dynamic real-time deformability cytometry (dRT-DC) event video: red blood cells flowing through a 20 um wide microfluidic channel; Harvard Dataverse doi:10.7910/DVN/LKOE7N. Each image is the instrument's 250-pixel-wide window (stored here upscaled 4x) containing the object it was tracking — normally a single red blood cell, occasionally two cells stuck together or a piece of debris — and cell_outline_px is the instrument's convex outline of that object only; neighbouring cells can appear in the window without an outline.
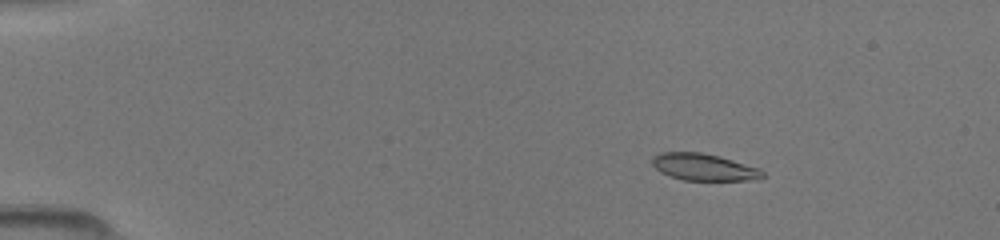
{"species": "common noctule bat (a hibernating species)", "species_latin": "Nyctalus noctula", "temperature_condition": "room temperature", "stored_images_in_passage": 50, "camera_frame_rate_fps": 3000, "um_per_image_px": 0.085, "animal": {"sex": "female", "body_mass_g": 19.5, "forearm_length_mm": 54.1}, "frame": {"image": 1, "passage_image": 8, "time_ms": 2.333, "image_size_px": [1000, 240], "cell_outline_px": [[768, 176], [748, 180], [684, 180], [668, 176], [660, 172], [652, 164], [652, 156], [660, 152], [704, 152], [720, 156], [760, 168]], "centroid_in_image_um": [59.83, 14.19], "position_along_channel_um": 25.2, "area_um2": 17.51}}
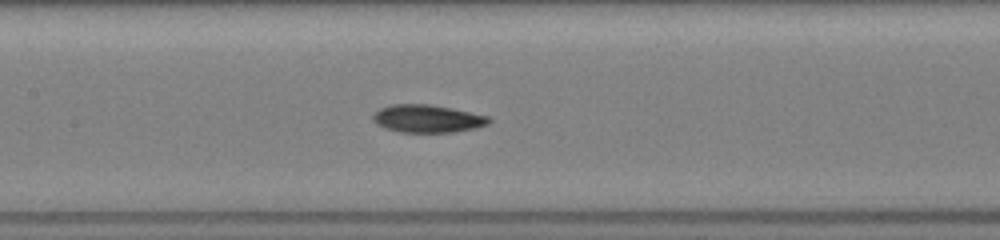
{"frame": {"image": 2, "passage_image": 25, "time_ms": 8.0, "image_size_px": [1000, 240], "cell_outline_px": [[492, 120], [488, 124], [476, 128], [452, 132], [400, 132], [384, 128], [376, 124], [372, 120], [372, 116], [380, 108], [392, 104], [428, 104], [452, 108], [488, 116]], "centroid_in_image_um": [36.32, 10.08], "position_along_channel_um": 171.1, "area_um2": 18.79}}
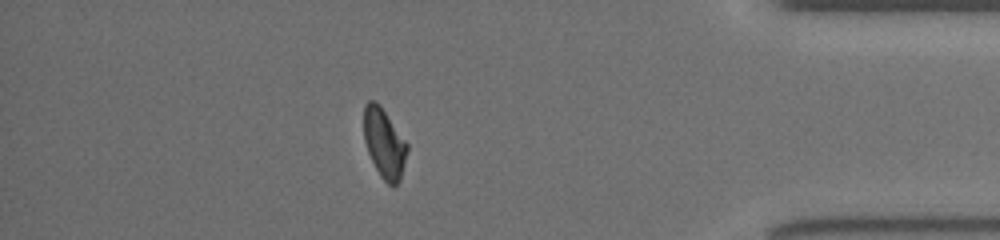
{"frame": {"image": 3, "passage_image": 44, "time_ms": 14.333, "image_size_px": [1000, 240], "cell_outline_px": [[408, 148], [400, 180], [392, 188], [380, 176], [368, 152], [364, 140], [364, 104], [368, 100], [376, 100], [380, 104], [408, 144]], "centroid_in_image_um": [32.65, 12.15], "position_along_channel_um": 402.5, "area_um2": 17.57}}